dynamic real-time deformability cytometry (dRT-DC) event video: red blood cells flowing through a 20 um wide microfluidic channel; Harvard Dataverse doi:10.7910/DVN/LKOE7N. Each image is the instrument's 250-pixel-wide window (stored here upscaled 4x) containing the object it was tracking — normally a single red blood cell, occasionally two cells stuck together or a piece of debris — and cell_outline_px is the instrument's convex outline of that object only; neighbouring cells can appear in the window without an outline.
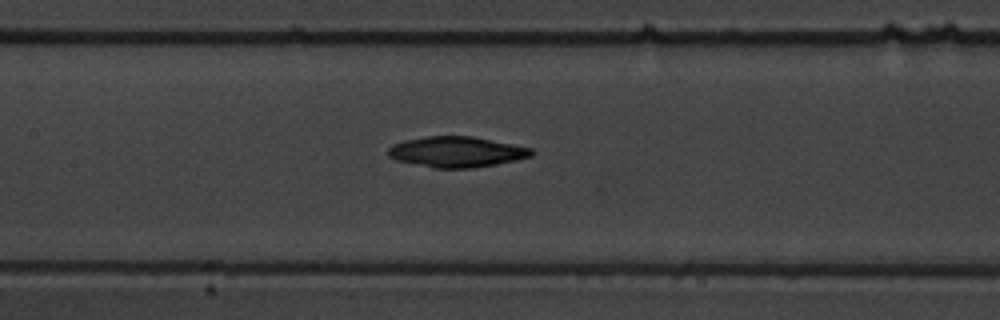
{"species": "common noctule bat (a hibernating species)", "species_latin": "Nyctalus noctula", "temperature_condition": "warm", "stored_images_in_passage": 8, "segment_of_instrument_passage": [2, 2], "camera_frame_rate_fps": 3000, "um_per_image_px": 0.085, "animal": {"sex": "male", "body_mass_g": 19.5, "forearm_length_mm": 54.6}, "frame": {"image": 1, "passage_image": 8, "time_ms": 8.333, "image_size_px": [1000, 320], "cell_outline_px": [[536, 152], [532, 156], [516, 160], [496, 164], [472, 168], [432, 168], [396, 160], [388, 156], [388, 148], [392, 144], [404, 140], [428, 136], [472, 136], [532, 148]], "centroid_in_image_um": [38.81, 12.91], "position_along_channel_um": 168.6, "area_um2": 25.66}}